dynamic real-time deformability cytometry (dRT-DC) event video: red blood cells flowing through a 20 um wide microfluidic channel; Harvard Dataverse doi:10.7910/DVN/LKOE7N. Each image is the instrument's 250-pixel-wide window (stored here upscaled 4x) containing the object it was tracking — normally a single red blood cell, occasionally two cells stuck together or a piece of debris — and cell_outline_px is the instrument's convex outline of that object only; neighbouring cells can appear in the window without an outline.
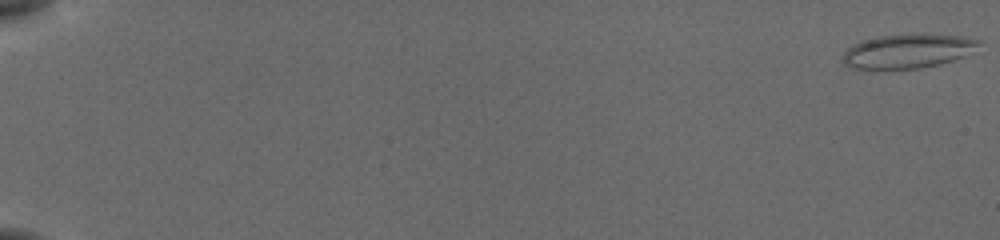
{"species": "common noctule bat (a hibernating species)", "species_latin": "Nyctalus noctula", "temperature_condition": "cold", "stored_images_in_passage": 53, "camera_frame_rate_fps": 3000, "um_per_image_px": 0.085, "animal": {"sex": "female", "body_mass_g": 19.5, "forearm_length_mm": 54.1}, "frame": {"image": 1, "passage_image": 1, "time_ms": 0.0, "image_size_px": [1000, 240], "cell_outline_px": [[984, 40], [980, 44], [964, 56], [940, 64], [920, 68], [856, 68], [844, 64], [840, 60], [844, 52], [848, 48], [864, 40], [880, 36], [924, 32], [960, 36]], "centroid_in_image_um": [77.2, 4.31], "position_along_channel_um": 7.8, "area_um2": 27.11}}
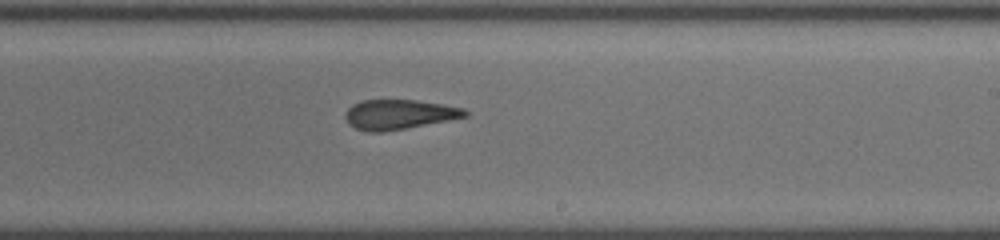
{"frame": {"image": 2, "passage_image": 36, "time_ms": 11.667, "image_size_px": [1000, 240], "cell_outline_px": [[468, 116], [448, 120], [384, 132], [368, 132], [356, 128], [348, 124], [344, 116], [348, 108], [352, 104], [364, 100], [416, 100], [464, 108], [468, 112]], "centroid_in_image_um": [33.88, 9.73], "position_along_channel_um": 255.1, "area_um2": 20.63}}
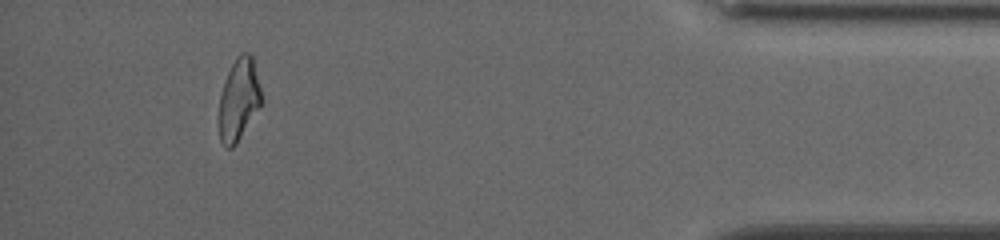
{"frame": {"image": 3, "passage_image": 52, "time_ms": 17.0, "image_size_px": [1000, 240], "cell_outline_px": [[260, 104], [236, 144], [232, 148], [224, 148], [220, 140], [216, 124], [216, 120], [220, 96], [224, 80], [236, 56], [240, 52], [248, 52], [252, 56], [260, 88]], "centroid_in_image_um": [20.21, 8.49], "position_along_channel_um": 415.0, "area_um2": 20.4}}